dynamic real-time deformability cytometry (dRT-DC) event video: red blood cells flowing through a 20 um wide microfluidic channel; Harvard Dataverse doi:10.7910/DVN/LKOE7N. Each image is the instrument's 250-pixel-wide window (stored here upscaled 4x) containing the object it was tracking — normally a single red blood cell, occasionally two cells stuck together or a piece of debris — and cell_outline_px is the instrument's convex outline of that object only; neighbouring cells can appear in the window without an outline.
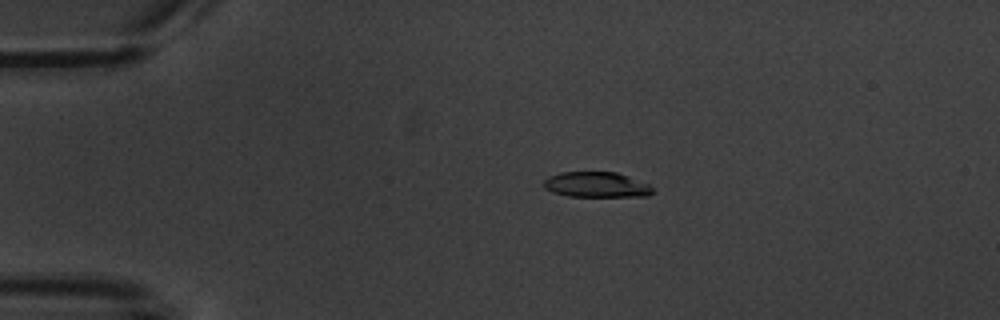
{"species": "common noctule bat (a hibernating species)", "species_latin": "Nyctalus noctula", "temperature_condition": "warm", "stored_images_in_passage": 9, "camera_frame_rate_fps": 3000, "um_per_image_px": 0.085, "animal": {"sex": "male", "body_mass_g": 20.1, "forearm_length_mm": 53.5}, "frame": {"image": 1, "passage_image": 3, "time_ms": 3.333, "image_size_px": [1000, 320], "cell_outline_px": [[656, 192], [648, 196], [568, 196], [552, 192], [544, 188], [544, 180], [548, 176], [560, 172], [616, 172], [628, 176], [648, 184]], "centroid_in_image_um": [50.69, 15.7], "position_along_channel_um": 34.3, "area_um2": 16.13}}
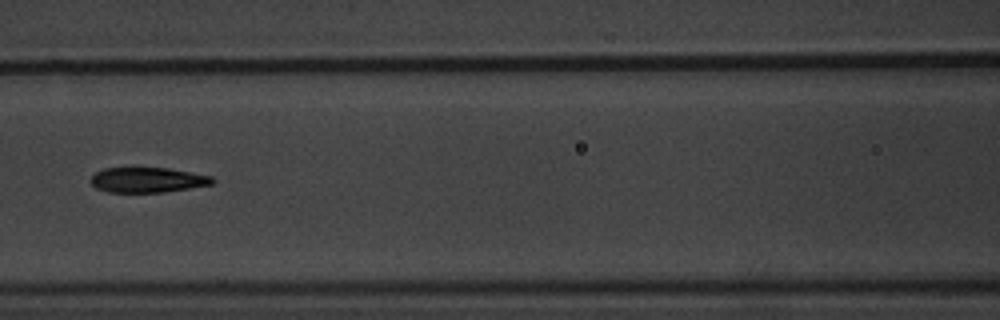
{"frame": {"image": 2, "passage_image": 7, "time_ms": 8.0, "image_size_px": [1000, 320], "cell_outline_px": [[216, 180], [212, 184], [164, 192], [108, 192], [96, 188], [88, 180], [96, 172], [104, 168], [168, 168], [212, 176]], "centroid_in_image_um": [12.52, 15.29], "position_along_channel_um": 154.1, "area_um2": 17.74}}
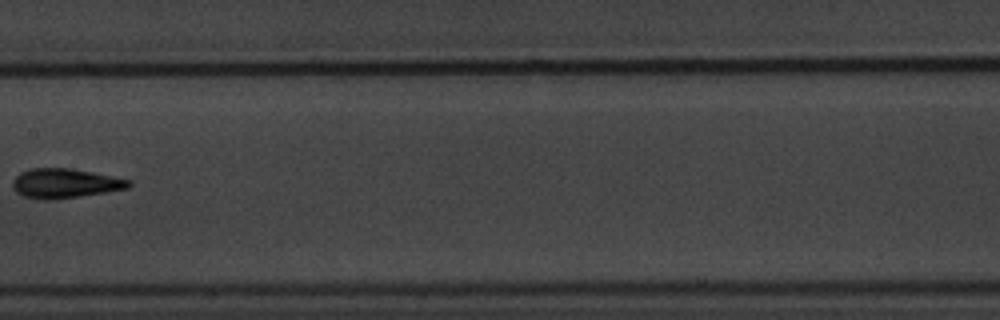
{"frame": {"image": 3, "passage_image": 8, "time_ms": 9.333, "image_size_px": [1000, 320], "cell_outline_px": [[132, 184], [128, 188], [56, 200], [40, 200], [24, 196], [16, 192], [12, 188], [12, 180], [20, 172], [32, 168], [72, 168], [132, 180]], "centroid_in_image_um": [5.49, 15.59], "position_along_channel_um": 201.9, "area_um2": 20.11}}